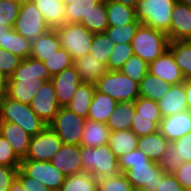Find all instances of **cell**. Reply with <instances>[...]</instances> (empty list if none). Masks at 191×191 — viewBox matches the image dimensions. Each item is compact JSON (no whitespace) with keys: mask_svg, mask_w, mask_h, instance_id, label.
<instances>
[{"mask_svg":"<svg viewBox=\"0 0 191 191\" xmlns=\"http://www.w3.org/2000/svg\"><path fill=\"white\" fill-rule=\"evenodd\" d=\"M168 142L158 130L146 136L139 137L137 148L146 153L151 160L159 162L165 153V147Z\"/></svg>","mask_w":191,"mask_h":191,"instance_id":"obj_30","label":"cell"},{"mask_svg":"<svg viewBox=\"0 0 191 191\" xmlns=\"http://www.w3.org/2000/svg\"><path fill=\"white\" fill-rule=\"evenodd\" d=\"M95 90V83L82 82L66 107L73 113L87 118Z\"/></svg>","mask_w":191,"mask_h":191,"instance_id":"obj_27","label":"cell"},{"mask_svg":"<svg viewBox=\"0 0 191 191\" xmlns=\"http://www.w3.org/2000/svg\"><path fill=\"white\" fill-rule=\"evenodd\" d=\"M183 159L176 153V147L173 142H168L165 147V153L158 162L160 170L164 173H174L183 163Z\"/></svg>","mask_w":191,"mask_h":191,"instance_id":"obj_44","label":"cell"},{"mask_svg":"<svg viewBox=\"0 0 191 191\" xmlns=\"http://www.w3.org/2000/svg\"><path fill=\"white\" fill-rule=\"evenodd\" d=\"M142 23L137 19L133 23H129L121 27H108L105 30V34L108 36L114 45L129 43L133 40L137 29Z\"/></svg>","mask_w":191,"mask_h":191,"instance_id":"obj_37","label":"cell"},{"mask_svg":"<svg viewBox=\"0 0 191 191\" xmlns=\"http://www.w3.org/2000/svg\"><path fill=\"white\" fill-rule=\"evenodd\" d=\"M88 31L94 34L103 33L108 28V15L105 0H101L95 9L91 10L86 18L80 22Z\"/></svg>","mask_w":191,"mask_h":191,"instance_id":"obj_32","label":"cell"},{"mask_svg":"<svg viewBox=\"0 0 191 191\" xmlns=\"http://www.w3.org/2000/svg\"><path fill=\"white\" fill-rule=\"evenodd\" d=\"M114 43L103 33L94 34L92 46L89 54L99 59L101 63L108 64L109 57L112 54Z\"/></svg>","mask_w":191,"mask_h":191,"instance_id":"obj_38","label":"cell"},{"mask_svg":"<svg viewBox=\"0 0 191 191\" xmlns=\"http://www.w3.org/2000/svg\"><path fill=\"white\" fill-rule=\"evenodd\" d=\"M112 1H116V2H119L121 4H124V5H127V6H130V7H133L135 8L137 3L140 1V0H112Z\"/></svg>","mask_w":191,"mask_h":191,"instance_id":"obj_57","label":"cell"},{"mask_svg":"<svg viewBox=\"0 0 191 191\" xmlns=\"http://www.w3.org/2000/svg\"><path fill=\"white\" fill-rule=\"evenodd\" d=\"M159 131L169 142H173L191 132V111L186 110L163 117L159 125Z\"/></svg>","mask_w":191,"mask_h":191,"instance_id":"obj_18","label":"cell"},{"mask_svg":"<svg viewBox=\"0 0 191 191\" xmlns=\"http://www.w3.org/2000/svg\"><path fill=\"white\" fill-rule=\"evenodd\" d=\"M170 87L171 84L148 72L139 82V94L142 97L157 101L168 93Z\"/></svg>","mask_w":191,"mask_h":191,"instance_id":"obj_31","label":"cell"},{"mask_svg":"<svg viewBox=\"0 0 191 191\" xmlns=\"http://www.w3.org/2000/svg\"><path fill=\"white\" fill-rule=\"evenodd\" d=\"M139 137L132 130L110 131L108 146L116 157L123 156L137 149Z\"/></svg>","mask_w":191,"mask_h":191,"instance_id":"obj_25","label":"cell"},{"mask_svg":"<svg viewBox=\"0 0 191 191\" xmlns=\"http://www.w3.org/2000/svg\"><path fill=\"white\" fill-rule=\"evenodd\" d=\"M157 103L163 117L188 110L184 84L171 85L168 93Z\"/></svg>","mask_w":191,"mask_h":191,"instance_id":"obj_20","label":"cell"},{"mask_svg":"<svg viewBox=\"0 0 191 191\" xmlns=\"http://www.w3.org/2000/svg\"><path fill=\"white\" fill-rule=\"evenodd\" d=\"M13 29L28 40L34 41L51 29L32 0H23Z\"/></svg>","mask_w":191,"mask_h":191,"instance_id":"obj_9","label":"cell"},{"mask_svg":"<svg viewBox=\"0 0 191 191\" xmlns=\"http://www.w3.org/2000/svg\"><path fill=\"white\" fill-rule=\"evenodd\" d=\"M21 61L22 59L18 56L0 47V71L3 72L7 78L17 69Z\"/></svg>","mask_w":191,"mask_h":191,"instance_id":"obj_48","label":"cell"},{"mask_svg":"<svg viewBox=\"0 0 191 191\" xmlns=\"http://www.w3.org/2000/svg\"><path fill=\"white\" fill-rule=\"evenodd\" d=\"M49 191H62L61 188L51 189Z\"/></svg>","mask_w":191,"mask_h":191,"instance_id":"obj_62","label":"cell"},{"mask_svg":"<svg viewBox=\"0 0 191 191\" xmlns=\"http://www.w3.org/2000/svg\"><path fill=\"white\" fill-rule=\"evenodd\" d=\"M11 28L8 27H4L1 23H0V47L4 49V39H5V35L8 34L9 30Z\"/></svg>","mask_w":191,"mask_h":191,"instance_id":"obj_56","label":"cell"},{"mask_svg":"<svg viewBox=\"0 0 191 191\" xmlns=\"http://www.w3.org/2000/svg\"><path fill=\"white\" fill-rule=\"evenodd\" d=\"M22 0L0 1V23L4 27L13 28L19 15Z\"/></svg>","mask_w":191,"mask_h":191,"instance_id":"obj_43","label":"cell"},{"mask_svg":"<svg viewBox=\"0 0 191 191\" xmlns=\"http://www.w3.org/2000/svg\"><path fill=\"white\" fill-rule=\"evenodd\" d=\"M101 0H74L65 5V23H80Z\"/></svg>","mask_w":191,"mask_h":191,"instance_id":"obj_36","label":"cell"},{"mask_svg":"<svg viewBox=\"0 0 191 191\" xmlns=\"http://www.w3.org/2000/svg\"><path fill=\"white\" fill-rule=\"evenodd\" d=\"M156 191H188L177 181L173 173H166L162 182H158Z\"/></svg>","mask_w":191,"mask_h":191,"instance_id":"obj_53","label":"cell"},{"mask_svg":"<svg viewBox=\"0 0 191 191\" xmlns=\"http://www.w3.org/2000/svg\"><path fill=\"white\" fill-rule=\"evenodd\" d=\"M86 120L87 118L73 113L67 107H60L48 126L57 133L64 144L81 145Z\"/></svg>","mask_w":191,"mask_h":191,"instance_id":"obj_10","label":"cell"},{"mask_svg":"<svg viewBox=\"0 0 191 191\" xmlns=\"http://www.w3.org/2000/svg\"><path fill=\"white\" fill-rule=\"evenodd\" d=\"M134 55L131 44H116L112 49V54L108 60V70L119 71L123 64Z\"/></svg>","mask_w":191,"mask_h":191,"instance_id":"obj_42","label":"cell"},{"mask_svg":"<svg viewBox=\"0 0 191 191\" xmlns=\"http://www.w3.org/2000/svg\"><path fill=\"white\" fill-rule=\"evenodd\" d=\"M73 66L83 82L95 83L109 70L106 64L90 54L73 60Z\"/></svg>","mask_w":191,"mask_h":191,"instance_id":"obj_21","label":"cell"},{"mask_svg":"<svg viewBox=\"0 0 191 191\" xmlns=\"http://www.w3.org/2000/svg\"><path fill=\"white\" fill-rule=\"evenodd\" d=\"M4 50L11 52L23 60L31 55L32 41L26 39L11 28L8 34L5 35Z\"/></svg>","mask_w":191,"mask_h":191,"instance_id":"obj_34","label":"cell"},{"mask_svg":"<svg viewBox=\"0 0 191 191\" xmlns=\"http://www.w3.org/2000/svg\"><path fill=\"white\" fill-rule=\"evenodd\" d=\"M118 164L132 187L145 191H156L158 182H162L166 174L160 170L158 162L138 148L118 157Z\"/></svg>","mask_w":191,"mask_h":191,"instance_id":"obj_2","label":"cell"},{"mask_svg":"<svg viewBox=\"0 0 191 191\" xmlns=\"http://www.w3.org/2000/svg\"><path fill=\"white\" fill-rule=\"evenodd\" d=\"M148 68L149 73L171 85L181 84L185 80L183 72L178 67L172 52L169 49L155 61L149 63Z\"/></svg>","mask_w":191,"mask_h":191,"instance_id":"obj_15","label":"cell"},{"mask_svg":"<svg viewBox=\"0 0 191 191\" xmlns=\"http://www.w3.org/2000/svg\"><path fill=\"white\" fill-rule=\"evenodd\" d=\"M97 191H131L132 185L124 173L97 180Z\"/></svg>","mask_w":191,"mask_h":191,"instance_id":"obj_45","label":"cell"},{"mask_svg":"<svg viewBox=\"0 0 191 191\" xmlns=\"http://www.w3.org/2000/svg\"><path fill=\"white\" fill-rule=\"evenodd\" d=\"M134 106L138 116L163 117L157 101L139 96L134 101Z\"/></svg>","mask_w":191,"mask_h":191,"instance_id":"obj_46","label":"cell"},{"mask_svg":"<svg viewBox=\"0 0 191 191\" xmlns=\"http://www.w3.org/2000/svg\"><path fill=\"white\" fill-rule=\"evenodd\" d=\"M148 67L149 64L147 62L143 61L137 55H132L131 58L123 64L119 71L128 78L139 83L148 73Z\"/></svg>","mask_w":191,"mask_h":191,"instance_id":"obj_40","label":"cell"},{"mask_svg":"<svg viewBox=\"0 0 191 191\" xmlns=\"http://www.w3.org/2000/svg\"><path fill=\"white\" fill-rule=\"evenodd\" d=\"M81 160L83 172L92 174L97 180L121 173L118 158L108 144L98 147L81 145Z\"/></svg>","mask_w":191,"mask_h":191,"instance_id":"obj_4","label":"cell"},{"mask_svg":"<svg viewBox=\"0 0 191 191\" xmlns=\"http://www.w3.org/2000/svg\"><path fill=\"white\" fill-rule=\"evenodd\" d=\"M169 41H191V7L178 0L172 10Z\"/></svg>","mask_w":191,"mask_h":191,"instance_id":"obj_17","label":"cell"},{"mask_svg":"<svg viewBox=\"0 0 191 191\" xmlns=\"http://www.w3.org/2000/svg\"><path fill=\"white\" fill-rule=\"evenodd\" d=\"M183 84H184L185 93H186L188 110L191 111V78H186Z\"/></svg>","mask_w":191,"mask_h":191,"instance_id":"obj_54","label":"cell"},{"mask_svg":"<svg viewBox=\"0 0 191 191\" xmlns=\"http://www.w3.org/2000/svg\"><path fill=\"white\" fill-rule=\"evenodd\" d=\"M8 78L0 71V95L4 94L7 88Z\"/></svg>","mask_w":191,"mask_h":191,"instance_id":"obj_55","label":"cell"},{"mask_svg":"<svg viewBox=\"0 0 191 191\" xmlns=\"http://www.w3.org/2000/svg\"><path fill=\"white\" fill-rule=\"evenodd\" d=\"M0 121L16 123L31 137L48 126L30 105L13 100L5 94L0 95Z\"/></svg>","mask_w":191,"mask_h":191,"instance_id":"obj_3","label":"cell"},{"mask_svg":"<svg viewBox=\"0 0 191 191\" xmlns=\"http://www.w3.org/2000/svg\"><path fill=\"white\" fill-rule=\"evenodd\" d=\"M44 66L48 69L52 76L60 73L65 68L73 65L72 56L63 47L56 51L52 56L45 60Z\"/></svg>","mask_w":191,"mask_h":191,"instance_id":"obj_41","label":"cell"},{"mask_svg":"<svg viewBox=\"0 0 191 191\" xmlns=\"http://www.w3.org/2000/svg\"><path fill=\"white\" fill-rule=\"evenodd\" d=\"M95 88L117 102H134L140 96L139 83L120 71L109 70L95 82Z\"/></svg>","mask_w":191,"mask_h":191,"instance_id":"obj_7","label":"cell"},{"mask_svg":"<svg viewBox=\"0 0 191 191\" xmlns=\"http://www.w3.org/2000/svg\"><path fill=\"white\" fill-rule=\"evenodd\" d=\"M63 142L57 133L47 126L42 132L33 136L24 159L50 161L60 150Z\"/></svg>","mask_w":191,"mask_h":191,"instance_id":"obj_12","label":"cell"},{"mask_svg":"<svg viewBox=\"0 0 191 191\" xmlns=\"http://www.w3.org/2000/svg\"><path fill=\"white\" fill-rule=\"evenodd\" d=\"M110 130L106 123L87 119L84 124L81 145L87 147H98L108 143Z\"/></svg>","mask_w":191,"mask_h":191,"instance_id":"obj_26","label":"cell"},{"mask_svg":"<svg viewBox=\"0 0 191 191\" xmlns=\"http://www.w3.org/2000/svg\"><path fill=\"white\" fill-rule=\"evenodd\" d=\"M21 159L15 154L9 142L0 134V165L20 167Z\"/></svg>","mask_w":191,"mask_h":191,"instance_id":"obj_47","label":"cell"},{"mask_svg":"<svg viewBox=\"0 0 191 191\" xmlns=\"http://www.w3.org/2000/svg\"><path fill=\"white\" fill-rule=\"evenodd\" d=\"M55 29L62 47L70 53L73 60L89 54L94 33L88 31L82 24L64 23Z\"/></svg>","mask_w":191,"mask_h":191,"instance_id":"obj_8","label":"cell"},{"mask_svg":"<svg viewBox=\"0 0 191 191\" xmlns=\"http://www.w3.org/2000/svg\"><path fill=\"white\" fill-rule=\"evenodd\" d=\"M51 79L52 75L42 61L27 57L8 78L4 94L13 100L30 105L42 84Z\"/></svg>","mask_w":191,"mask_h":191,"instance_id":"obj_1","label":"cell"},{"mask_svg":"<svg viewBox=\"0 0 191 191\" xmlns=\"http://www.w3.org/2000/svg\"><path fill=\"white\" fill-rule=\"evenodd\" d=\"M47 25L55 29L65 23V4L62 0H32Z\"/></svg>","mask_w":191,"mask_h":191,"instance_id":"obj_24","label":"cell"},{"mask_svg":"<svg viewBox=\"0 0 191 191\" xmlns=\"http://www.w3.org/2000/svg\"><path fill=\"white\" fill-rule=\"evenodd\" d=\"M51 82L53 83L59 105L66 107L83 81L72 65L52 76Z\"/></svg>","mask_w":191,"mask_h":191,"instance_id":"obj_14","label":"cell"},{"mask_svg":"<svg viewBox=\"0 0 191 191\" xmlns=\"http://www.w3.org/2000/svg\"><path fill=\"white\" fill-rule=\"evenodd\" d=\"M178 1L183 3V4H187L188 6L191 7V0H178Z\"/></svg>","mask_w":191,"mask_h":191,"instance_id":"obj_59","label":"cell"},{"mask_svg":"<svg viewBox=\"0 0 191 191\" xmlns=\"http://www.w3.org/2000/svg\"><path fill=\"white\" fill-rule=\"evenodd\" d=\"M117 103L118 102L109 95L95 90L88 110L87 119L107 123V120L114 111Z\"/></svg>","mask_w":191,"mask_h":191,"instance_id":"obj_23","label":"cell"},{"mask_svg":"<svg viewBox=\"0 0 191 191\" xmlns=\"http://www.w3.org/2000/svg\"><path fill=\"white\" fill-rule=\"evenodd\" d=\"M97 179L90 173L82 172L66 176L62 191H97Z\"/></svg>","mask_w":191,"mask_h":191,"instance_id":"obj_35","label":"cell"},{"mask_svg":"<svg viewBox=\"0 0 191 191\" xmlns=\"http://www.w3.org/2000/svg\"><path fill=\"white\" fill-rule=\"evenodd\" d=\"M177 0H140L135 7L136 19L143 25L168 34L172 10Z\"/></svg>","mask_w":191,"mask_h":191,"instance_id":"obj_5","label":"cell"},{"mask_svg":"<svg viewBox=\"0 0 191 191\" xmlns=\"http://www.w3.org/2000/svg\"><path fill=\"white\" fill-rule=\"evenodd\" d=\"M30 106L47 125L54 120L61 106L58 103L51 81H46L42 84L41 88L35 93Z\"/></svg>","mask_w":191,"mask_h":191,"instance_id":"obj_13","label":"cell"},{"mask_svg":"<svg viewBox=\"0 0 191 191\" xmlns=\"http://www.w3.org/2000/svg\"><path fill=\"white\" fill-rule=\"evenodd\" d=\"M60 48H62V44L56 29H49L46 33L32 41L30 57L44 62Z\"/></svg>","mask_w":191,"mask_h":191,"instance_id":"obj_22","label":"cell"},{"mask_svg":"<svg viewBox=\"0 0 191 191\" xmlns=\"http://www.w3.org/2000/svg\"><path fill=\"white\" fill-rule=\"evenodd\" d=\"M173 175L184 189L191 191V162H183Z\"/></svg>","mask_w":191,"mask_h":191,"instance_id":"obj_51","label":"cell"},{"mask_svg":"<svg viewBox=\"0 0 191 191\" xmlns=\"http://www.w3.org/2000/svg\"><path fill=\"white\" fill-rule=\"evenodd\" d=\"M16 179L21 183L24 191H49L42 182L35 180L34 178L27 177L20 169L18 171Z\"/></svg>","mask_w":191,"mask_h":191,"instance_id":"obj_52","label":"cell"},{"mask_svg":"<svg viewBox=\"0 0 191 191\" xmlns=\"http://www.w3.org/2000/svg\"><path fill=\"white\" fill-rule=\"evenodd\" d=\"M50 162L65 176L82 173L81 145L63 143Z\"/></svg>","mask_w":191,"mask_h":191,"instance_id":"obj_16","label":"cell"},{"mask_svg":"<svg viewBox=\"0 0 191 191\" xmlns=\"http://www.w3.org/2000/svg\"><path fill=\"white\" fill-rule=\"evenodd\" d=\"M9 191H24V189H23L21 183L17 179H15V181L12 183Z\"/></svg>","mask_w":191,"mask_h":191,"instance_id":"obj_58","label":"cell"},{"mask_svg":"<svg viewBox=\"0 0 191 191\" xmlns=\"http://www.w3.org/2000/svg\"><path fill=\"white\" fill-rule=\"evenodd\" d=\"M169 45L167 34L141 24L131 41L134 55L148 64L161 56Z\"/></svg>","mask_w":191,"mask_h":191,"instance_id":"obj_6","label":"cell"},{"mask_svg":"<svg viewBox=\"0 0 191 191\" xmlns=\"http://www.w3.org/2000/svg\"><path fill=\"white\" fill-rule=\"evenodd\" d=\"M62 2H63L65 5H68V4L73 3L74 0H62Z\"/></svg>","mask_w":191,"mask_h":191,"instance_id":"obj_60","label":"cell"},{"mask_svg":"<svg viewBox=\"0 0 191 191\" xmlns=\"http://www.w3.org/2000/svg\"><path fill=\"white\" fill-rule=\"evenodd\" d=\"M19 169L27 177L42 182L50 190L61 188L66 177L50 161L22 159Z\"/></svg>","mask_w":191,"mask_h":191,"instance_id":"obj_11","label":"cell"},{"mask_svg":"<svg viewBox=\"0 0 191 191\" xmlns=\"http://www.w3.org/2000/svg\"><path fill=\"white\" fill-rule=\"evenodd\" d=\"M168 49L185 79L191 78V41H169Z\"/></svg>","mask_w":191,"mask_h":191,"instance_id":"obj_33","label":"cell"},{"mask_svg":"<svg viewBox=\"0 0 191 191\" xmlns=\"http://www.w3.org/2000/svg\"><path fill=\"white\" fill-rule=\"evenodd\" d=\"M131 191H145V190L138 187H132Z\"/></svg>","mask_w":191,"mask_h":191,"instance_id":"obj_61","label":"cell"},{"mask_svg":"<svg viewBox=\"0 0 191 191\" xmlns=\"http://www.w3.org/2000/svg\"><path fill=\"white\" fill-rule=\"evenodd\" d=\"M176 153L184 162H191V132L173 141Z\"/></svg>","mask_w":191,"mask_h":191,"instance_id":"obj_49","label":"cell"},{"mask_svg":"<svg viewBox=\"0 0 191 191\" xmlns=\"http://www.w3.org/2000/svg\"><path fill=\"white\" fill-rule=\"evenodd\" d=\"M108 27H121L136 20L135 8L112 0H105Z\"/></svg>","mask_w":191,"mask_h":191,"instance_id":"obj_28","label":"cell"},{"mask_svg":"<svg viewBox=\"0 0 191 191\" xmlns=\"http://www.w3.org/2000/svg\"><path fill=\"white\" fill-rule=\"evenodd\" d=\"M132 118L131 130L138 137L146 136L150 133L158 131L160 122L163 119V117L138 116L136 110Z\"/></svg>","mask_w":191,"mask_h":191,"instance_id":"obj_39","label":"cell"},{"mask_svg":"<svg viewBox=\"0 0 191 191\" xmlns=\"http://www.w3.org/2000/svg\"><path fill=\"white\" fill-rule=\"evenodd\" d=\"M134 112V102H118L106 123L109 130H131Z\"/></svg>","mask_w":191,"mask_h":191,"instance_id":"obj_29","label":"cell"},{"mask_svg":"<svg viewBox=\"0 0 191 191\" xmlns=\"http://www.w3.org/2000/svg\"><path fill=\"white\" fill-rule=\"evenodd\" d=\"M19 167H8L0 165V191H9L15 181Z\"/></svg>","mask_w":191,"mask_h":191,"instance_id":"obj_50","label":"cell"},{"mask_svg":"<svg viewBox=\"0 0 191 191\" xmlns=\"http://www.w3.org/2000/svg\"><path fill=\"white\" fill-rule=\"evenodd\" d=\"M0 134L9 142L15 154L24 159L32 137L16 123L5 121H1Z\"/></svg>","mask_w":191,"mask_h":191,"instance_id":"obj_19","label":"cell"}]
</instances>
